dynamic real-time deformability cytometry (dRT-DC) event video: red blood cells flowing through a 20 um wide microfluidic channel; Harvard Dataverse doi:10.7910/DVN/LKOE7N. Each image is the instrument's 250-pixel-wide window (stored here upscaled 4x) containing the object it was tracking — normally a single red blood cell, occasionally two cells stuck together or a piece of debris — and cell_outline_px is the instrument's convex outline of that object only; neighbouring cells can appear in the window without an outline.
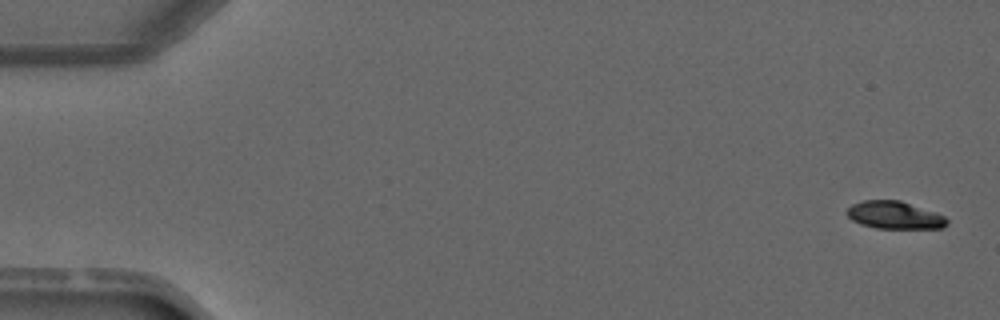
{"species": "common noctule bat (a hibernating species)", "species_latin": "Nyctalus noctula", "temperature_condition": "warm", "stored_images_in_passage": 5, "camera_frame_rate_fps": 3000, "um_per_image_px": 0.085, "animal": {"sex": "male", "forearm_length_mm": 52.5}, "frame": {"image": 1, "passage_image": 1, "time_ms": 0.0, "image_size_px": [1000, 320], "cell_outline_px": [[948, 224], [944, 228], [876, 228], [860, 224], [852, 220], [848, 216], [848, 208], [852, 204], [864, 200], [900, 200], [944, 216], [948, 220]], "centroid_in_image_um": [76.03, 18.29], "position_along_channel_um": 9.0, "area_um2": 15.9}}